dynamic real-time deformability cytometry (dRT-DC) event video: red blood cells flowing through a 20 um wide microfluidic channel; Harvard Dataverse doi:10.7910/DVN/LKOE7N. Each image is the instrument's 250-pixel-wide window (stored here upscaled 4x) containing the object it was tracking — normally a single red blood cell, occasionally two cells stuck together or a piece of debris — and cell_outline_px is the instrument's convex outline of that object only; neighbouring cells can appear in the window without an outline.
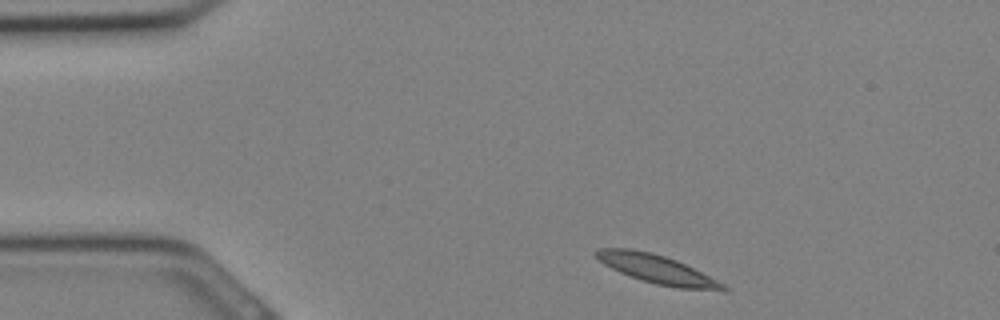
{"species": "Egyptian fruit bat (a non-hibernating species)", "species_latin": "Rousettus aegyptiacus", "temperature_condition": "cold", "stored_images_in_passage": 23, "camera_frame_rate_fps": 3000, "um_per_image_px": 0.085, "animal": {"sex": "female"}, "frame": {"image": 1, "passage_image": 1, "time_ms": 0.0, "image_size_px": [1000, 320], "cell_outline_px": [[728, 292], [680, 288], [656, 284], [640, 280], [620, 272], [604, 264], [592, 252], [596, 248], [632, 248], [652, 252], [676, 260], [724, 284], [728, 288]], "centroid_in_image_um": [55.83, 22.88], "position_along_channel_um": 29.2, "area_um2": 21.15}}
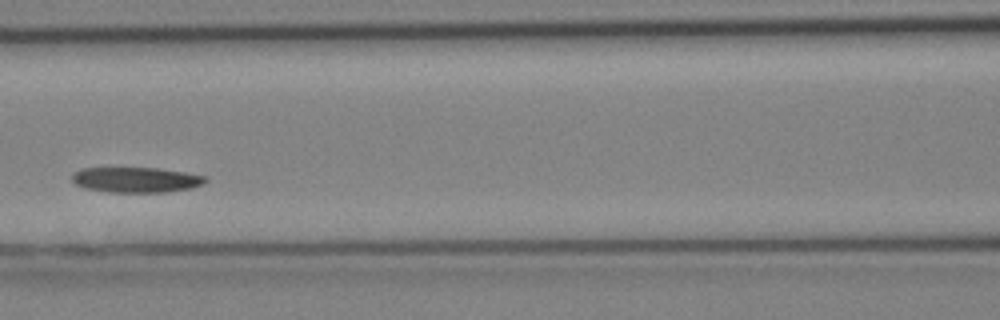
{"frame": {"image": 2, "passage_image": 10, "time_ms": 3.0, "image_size_px": [1000, 320], "cell_outline_px": [[208, 180], [204, 184], [192, 188], [168, 192], [108, 192], [84, 188], [76, 184], [72, 180], [72, 176], [80, 168], [160, 168], [208, 176]], "centroid_in_image_um": [11.62, 15.28], "position_along_channel_um": 155.0, "area_um2": 19.83}}
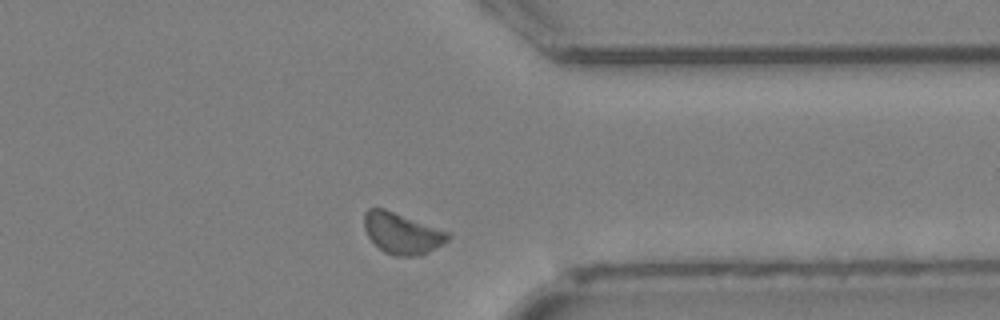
{"frame": {"image": 3, "passage_image": 21, "time_ms": 6.667, "image_size_px": [1000, 320], "cell_outline_px": [[452, 236], [448, 240], [420, 256], [392, 256], [384, 252], [368, 236], [364, 228], [364, 212], [368, 208], [384, 208], [452, 232]], "centroid_in_image_um": [34.19, 19.82], "position_along_channel_um": 377.2, "area_um2": 20.23}}